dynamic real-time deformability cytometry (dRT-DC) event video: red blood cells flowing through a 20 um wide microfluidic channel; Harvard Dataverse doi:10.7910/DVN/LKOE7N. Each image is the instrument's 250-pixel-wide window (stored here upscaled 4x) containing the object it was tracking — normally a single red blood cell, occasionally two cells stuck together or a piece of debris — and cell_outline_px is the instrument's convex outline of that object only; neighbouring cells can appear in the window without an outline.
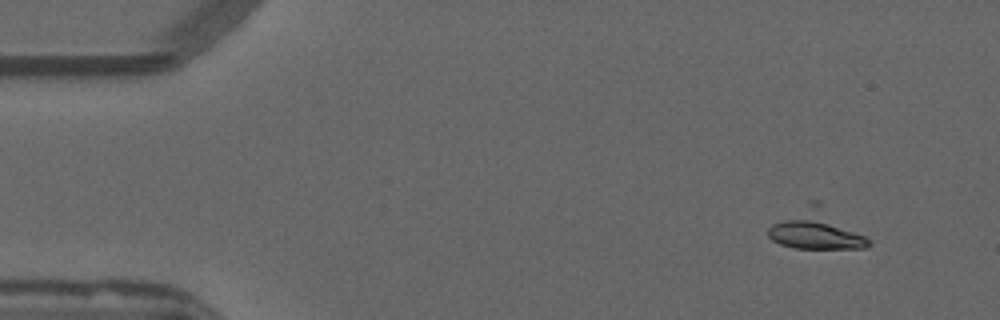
{"species": "common noctule bat (a hibernating species)", "species_latin": "Nyctalus noctula", "temperature_condition": "warm", "stored_images_in_passage": 11, "camera_frame_rate_fps": 3000, "um_per_image_px": 0.085, "animal": {"sex": "male", "forearm_length_mm": 52.5}, "frame": {"image": 1, "passage_image": 1, "time_ms": 0.0, "image_size_px": [1000, 320], "cell_outline_px": [[872, 244], [868, 248], [796, 248], [780, 244], [772, 240], [768, 236], [768, 228], [772, 224], [808, 200], [820, 200], [864, 236]], "centroid_in_image_um": [69.36, 19.47], "position_along_channel_um": 15.6, "area_um2": 23.24}}